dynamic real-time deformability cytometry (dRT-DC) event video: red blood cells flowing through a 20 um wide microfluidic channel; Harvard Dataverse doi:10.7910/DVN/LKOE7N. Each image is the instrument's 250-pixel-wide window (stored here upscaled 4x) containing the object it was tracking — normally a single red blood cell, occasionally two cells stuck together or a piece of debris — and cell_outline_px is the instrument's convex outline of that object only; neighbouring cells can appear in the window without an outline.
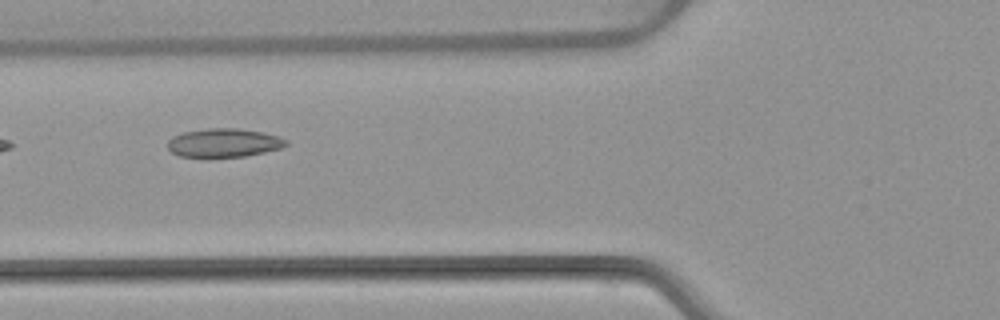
{"species": "common noctule bat (a hibernating species)", "species_latin": "Nyctalus noctula", "temperature_condition": "warm", "stored_images_in_passage": 5, "camera_frame_rate_fps": 3000, "um_per_image_px": 0.085, "animal": {"sex": "female", "body_mass_g": 22.7, "forearm_length_mm": 54.2}, "frame": {"image": 1, "passage_image": 2, "time_ms": 1.333, "image_size_px": [1000, 320], "cell_outline_px": [[288, 144], [280, 148], [264, 152], [244, 156], [180, 156], [172, 152], [168, 148], [168, 140], [172, 136], [184, 132], [208, 128], [236, 128], [264, 132], [280, 136], [288, 140]], "centroid_in_image_um": [19.06, 12.12], "position_along_channel_um": 106.7, "area_um2": 19.59}}
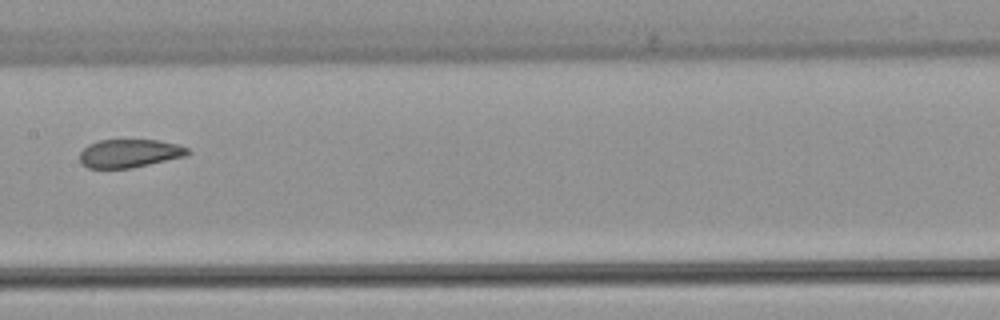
{"frame": {"image": 2, "passage_image": 4, "time_ms": 3.667, "image_size_px": [1000, 320], "cell_outline_px": [[192, 152], [188, 156], [132, 168], [88, 168], [80, 164], [80, 152], [88, 144], [100, 140], [156, 140], [176, 144], [188, 148]], "centroid_in_image_um": [11.02, 13.04], "position_along_channel_um": 196.4, "area_um2": 17.98}}
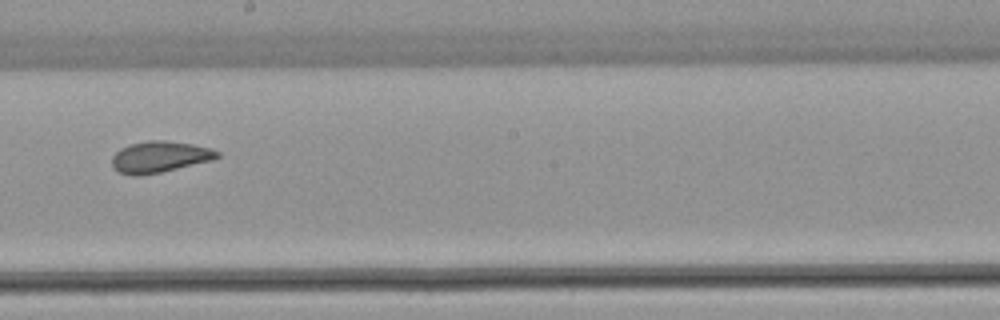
{"frame": {"image": 3, "passage_image": 5, "time_ms": 4.667, "image_size_px": [1000, 320], "cell_outline_px": [[220, 156], [212, 160], [160, 172], [140, 176], [132, 176], [120, 172], [112, 164], [112, 156], [120, 148], [128, 144], [148, 140], [164, 140], [192, 144], [212, 148], [220, 152]], "centroid_in_image_um": [13.57, 13.32], "position_along_channel_um": 234.6, "area_um2": 19.19}}